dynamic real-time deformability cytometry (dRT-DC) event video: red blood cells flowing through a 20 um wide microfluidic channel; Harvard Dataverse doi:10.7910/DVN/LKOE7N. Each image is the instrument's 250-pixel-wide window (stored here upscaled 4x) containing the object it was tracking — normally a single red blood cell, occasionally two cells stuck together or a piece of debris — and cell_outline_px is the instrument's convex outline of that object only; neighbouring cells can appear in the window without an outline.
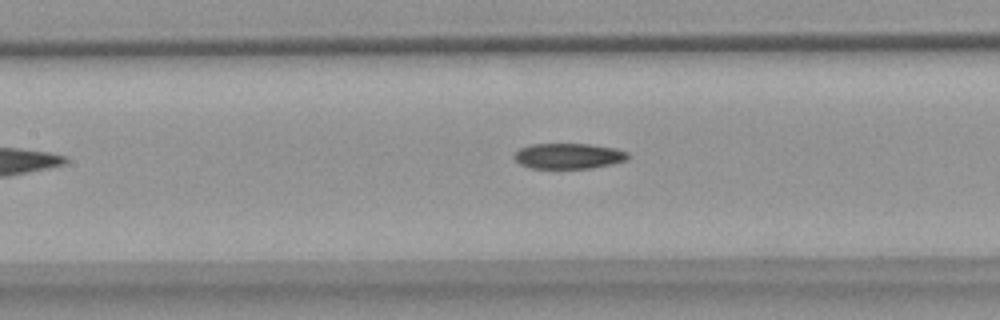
{"species": "common noctule bat (a hibernating species)", "species_latin": "Nyctalus noctula", "temperature_condition": "warm", "stored_images_in_passage": 29, "camera_frame_rate_fps": 3000, "um_per_image_px": 0.085, "animal": {"sex": "female", "body_mass_g": 18.4}, "frame": {"image": 1, "passage_image": 9, "time_ms": 2.667, "image_size_px": [1000, 320], "cell_outline_px": [[628, 160], [612, 164], [592, 168], [532, 168], [520, 164], [512, 156], [520, 148], [532, 144], [588, 144], [616, 148], [628, 152]], "centroid_in_image_um": [48.34, 13.26], "position_along_channel_um": 159.1, "area_um2": 16.94}}
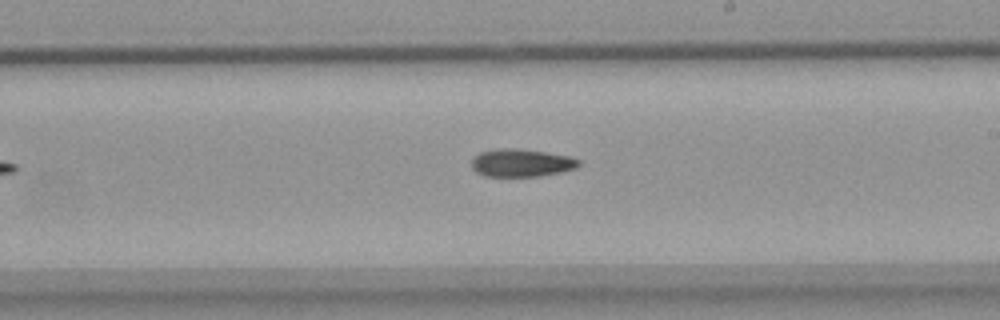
{"frame": {"image": 2, "passage_image": 16, "time_ms": 5.0, "image_size_px": [1000, 320], "cell_outline_px": [[580, 164], [576, 168], [560, 172], [540, 176], [484, 176], [476, 172], [472, 168], [472, 160], [480, 152], [496, 148], [516, 148], [572, 156], [580, 160]], "centroid_in_image_um": [44.33, 13.84], "position_along_channel_um": 244.7, "area_um2": 17.4}}
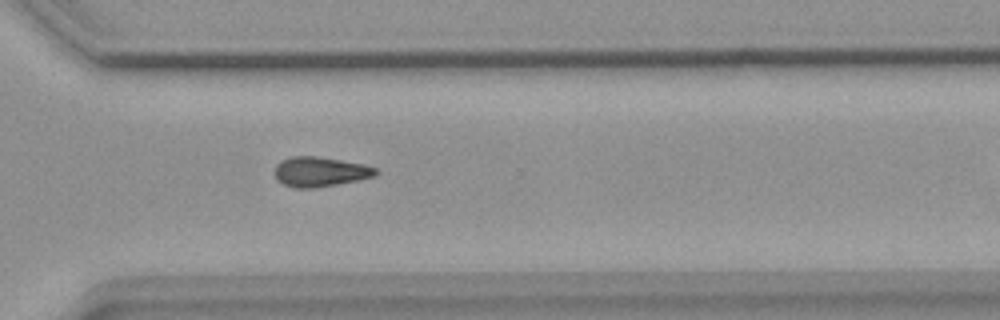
{"frame": {"image": 3, "passage_image": 24, "time_ms": 7.667, "image_size_px": [1000, 320], "cell_outline_px": [[380, 172], [372, 176], [360, 180], [312, 188], [296, 188], [284, 184], [276, 180], [276, 164], [280, 160], [292, 156], [316, 156], [364, 164], [376, 168]], "centroid_in_image_um": [27.2, 14.59], "position_along_channel_um": 343.4, "area_um2": 17.46}}